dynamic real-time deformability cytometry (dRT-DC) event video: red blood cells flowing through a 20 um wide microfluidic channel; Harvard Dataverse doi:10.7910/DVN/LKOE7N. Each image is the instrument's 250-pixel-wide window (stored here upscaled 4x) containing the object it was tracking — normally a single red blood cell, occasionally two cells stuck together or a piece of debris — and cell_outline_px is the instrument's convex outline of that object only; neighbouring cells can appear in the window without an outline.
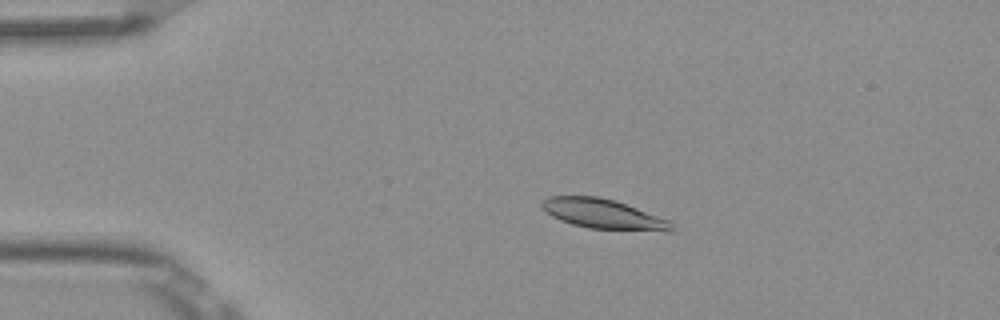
{"species": "Egyptian fruit bat (a non-hibernating species)", "species_latin": "Rousettus aegyptiacus", "temperature_condition": "room temperature", "stored_images_in_passage": 52, "camera_frame_rate_fps": 3000, "um_per_image_px": 0.085, "frame": {"image": 1, "passage_image": 10, "time_ms": 3.0, "image_size_px": [1000, 320], "cell_outline_px": [[672, 232], [668, 232], [588, 228], [572, 224], [560, 220], [552, 216], [540, 208], [540, 204], [548, 196], [596, 196], [616, 200], [672, 220]], "centroid_in_image_um": [51.32, 18.19], "position_along_channel_um": 33.7, "area_um2": 22.89}}
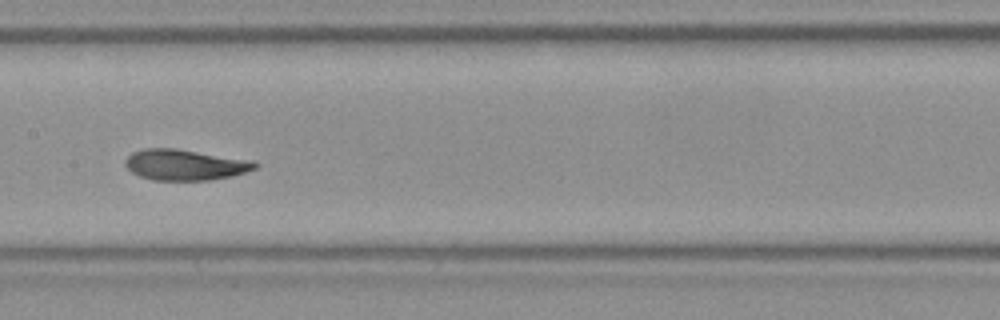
{"frame": {"image": 2, "passage_image": 26, "time_ms": 8.333, "image_size_px": [1000, 320], "cell_outline_px": [[260, 164], [256, 168], [232, 176], [208, 180], [152, 180], [140, 176], [132, 172], [124, 164], [124, 160], [132, 152], [144, 148], [176, 148], [256, 160]], "centroid_in_image_um": [15.76, 13.99], "position_along_channel_um": 191.6, "area_um2": 23.58}}
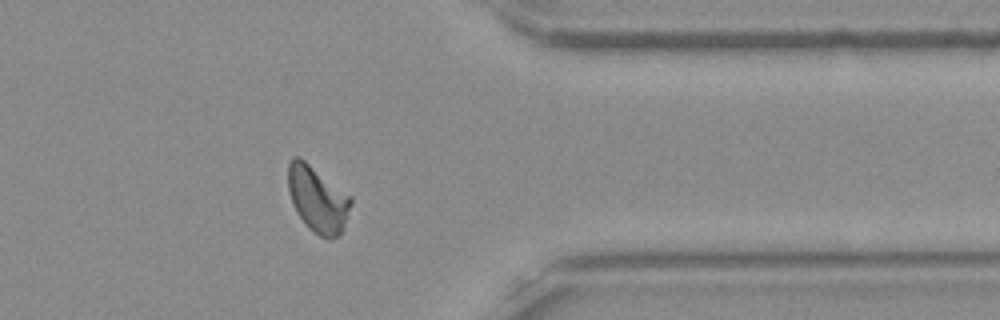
{"frame": {"image": 3, "passage_image": 42, "time_ms": 13.667, "image_size_px": [1000, 320], "cell_outline_px": [[352, 204], [340, 232], [332, 240], [328, 240], [320, 236], [308, 228], [304, 224], [296, 212], [292, 204], [288, 192], [288, 164], [292, 156], [300, 156], [352, 196]], "centroid_in_image_um": [26.97, 16.9], "position_along_channel_um": 384.4, "area_um2": 24.45}, "authors_computed_cell_mechanics": {"area_um2": 23.1778, "velocity_mm_per_s": 3.8485, "shape_relaxation_time_tau1_ms": 5.4926, "shape_relaxation_time_tau2_ms": 1.5942, "deformation_change_tau1": 0.1769, "deformation_change_tau2": 0.0627}}